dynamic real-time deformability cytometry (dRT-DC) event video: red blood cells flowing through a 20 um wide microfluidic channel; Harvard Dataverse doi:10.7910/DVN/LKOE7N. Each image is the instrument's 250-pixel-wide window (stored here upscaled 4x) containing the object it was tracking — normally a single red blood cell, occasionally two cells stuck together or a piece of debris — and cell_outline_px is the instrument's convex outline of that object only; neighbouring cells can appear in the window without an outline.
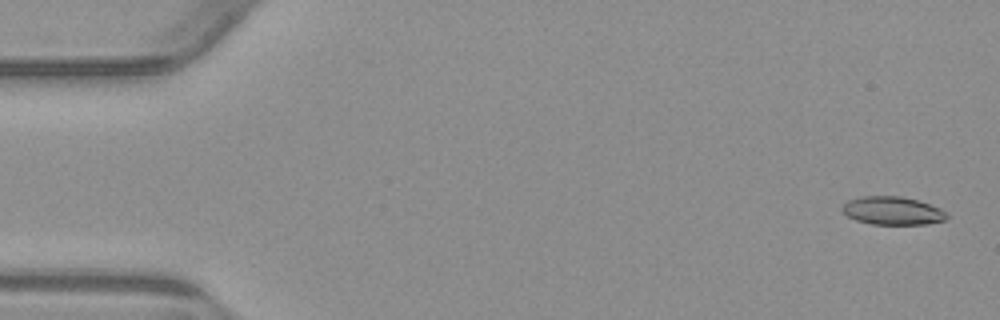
{"species": "common noctule bat (a hibernating species)", "species_latin": "Nyctalus noctula", "temperature_condition": "warm", "stored_images_in_passage": 54, "camera_frame_rate_fps": 3000, "um_per_image_px": 0.085, "animal": {"sex": "male", "body_mass_g": 23.1, "forearm_length_mm": 52.7}, "frame": {"image": 1, "passage_image": 2, "time_ms": 0.333, "image_size_px": [1000, 320], "cell_outline_px": [[948, 216], [944, 220], [924, 224], [872, 224], [856, 220], [848, 216], [840, 208], [848, 200], [860, 196], [900, 196], [916, 200], [940, 208], [948, 212]], "centroid_in_image_um": [75.85, 17.9], "position_along_channel_um": 9.1, "area_um2": 17.05}}
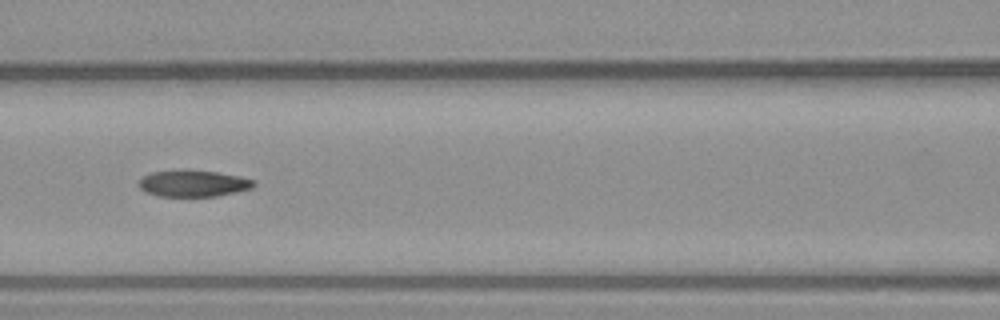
{"frame": {"image": 2, "passage_image": 24, "time_ms": 7.667, "image_size_px": [1000, 320], "cell_outline_px": [[256, 184], [252, 188], [236, 192], [216, 196], [160, 196], [144, 192], [136, 184], [144, 176], [152, 172], [216, 172], [240, 176], [256, 180]], "centroid_in_image_um": [16.46, 15.63], "position_along_channel_um": 150.1, "area_um2": 17.22}}
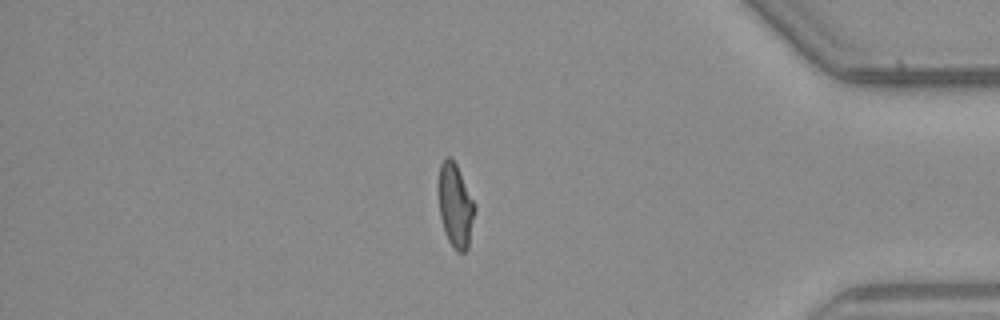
{"frame": {"image": 3, "passage_image": 46, "time_ms": 15.0, "image_size_px": [1000, 320], "cell_outline_px": [[476, 208], [468, 248], [464, 252], [456, 252], [452, 248], [444, 232], [440, 216], [436, 188], [436, 184], [440, 164], [448, 156], [456, 164], [476, 204]], "centroid_in_image_um": [38.68, 17.48], "position_along_channel_um": 396.5, "area_um2": 18.26}, "authors_computed_cell_mechanics": {"area_um2": 18.207, "velocity_mm_per_s": 3.8408, "shape_relaxation_time_tau1_ms": null, "shape_relaxation_time_tau2_ms": 4.5421, "deformation_change_tau1": null, "deformation_change_tau2": 0.1225}}